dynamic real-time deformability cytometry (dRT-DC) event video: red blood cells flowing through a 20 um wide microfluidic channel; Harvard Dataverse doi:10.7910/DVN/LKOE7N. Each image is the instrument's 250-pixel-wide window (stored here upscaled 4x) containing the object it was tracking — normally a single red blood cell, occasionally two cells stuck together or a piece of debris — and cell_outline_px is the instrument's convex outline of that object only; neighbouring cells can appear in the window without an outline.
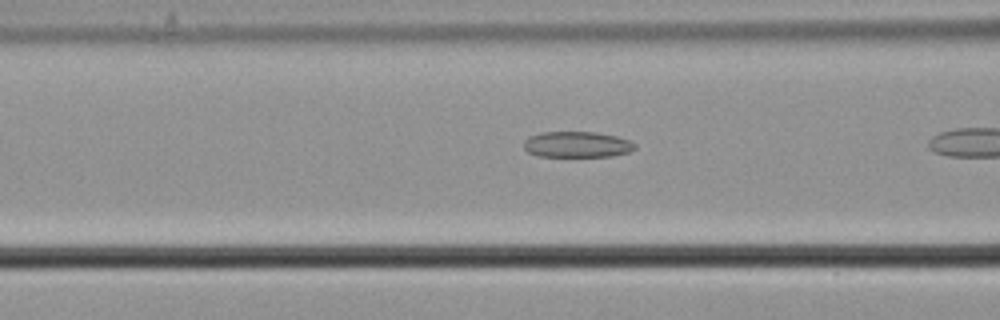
{"species": "common noctule bat (a hibernating species)", "species_latin": "Nyctalus noctula", "temperature_condition": "cold", "stored_images_in_passage": 8, "camera_frame_rate_fps": 3000, "um_per_image_px": 0.085, "animal": {"sex": "male", "body_mass_g": 21.5, "forearm_length_mm": 52.0}, "frame": {"image": 1, "passage_image": 6, "time_ms": 1.667, "image_size_px": [1000, 320], "cell_outline_px": [[636, 148], [628, 152], [612, 156], [540, 156], [528, 152], [524, 148], [524, 140], [528, 136], [544, 132], [596, 132], [616, 136], [628, 140], [636, 144]], "centroid_in_image_um": [49.04, 12.27], "position_along_channel_um": 117.6, "area_um2": 16.7}}